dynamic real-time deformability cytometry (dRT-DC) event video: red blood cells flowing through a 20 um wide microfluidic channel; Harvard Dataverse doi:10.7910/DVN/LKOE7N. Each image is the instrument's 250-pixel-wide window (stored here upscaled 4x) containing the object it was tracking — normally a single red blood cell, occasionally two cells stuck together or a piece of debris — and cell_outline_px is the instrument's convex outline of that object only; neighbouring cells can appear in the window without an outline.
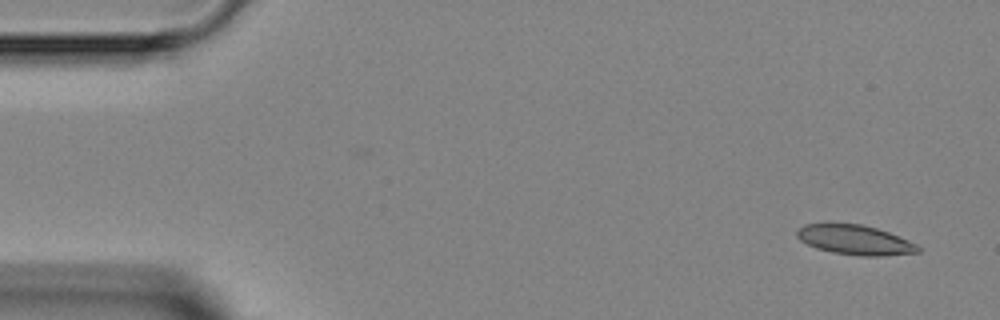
{"species": "Egyptian fruit bat (a non-hibernating species)", "species_latin": "Rousettus aegyptiacus", "temperature_condition": "room temperature", "stored_images_in_passage": 4, "camera_frame_rate_fps": 3000, "um_per_image_px": 0.085, "animal": {"sex": "female"}, "frame": {"image": 1, "passage_image": 1, "time_ms": 0.0, "image_size_px": [1000, 320], "cell_outline_px": [[920, 252], [880, 256], [860, 256], [832, 252], [816, 248], [800, 240], [796, 236], [796, 228], [804, 224], [828, 220], [860, 224], [876, 228], [888, 232], [908, 240], [916, 244], [920, 248]], "centroid_in_image_um": [72.57, 20.34], "position_along_channel_um": 12.4, "area_um2": 21.62}}